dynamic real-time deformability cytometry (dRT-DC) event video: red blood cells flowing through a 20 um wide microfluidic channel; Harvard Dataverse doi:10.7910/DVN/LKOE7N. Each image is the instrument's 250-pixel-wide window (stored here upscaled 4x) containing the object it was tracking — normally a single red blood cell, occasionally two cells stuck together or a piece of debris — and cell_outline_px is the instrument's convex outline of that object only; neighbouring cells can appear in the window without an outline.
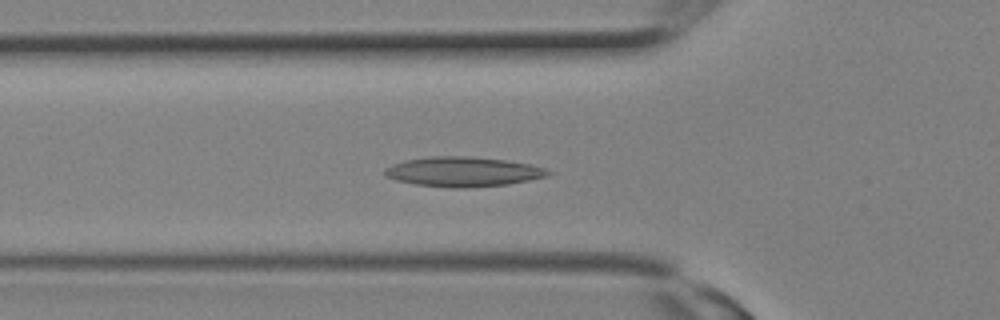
{"species": "Egyptian fruit bat (a non-hibernating species)", "species_latin": "Rousettus aegyptiacus", "temperature_condition": "room temperature", "stored_images_in_passage": 6, "camera_frame_rate_fps": 3000, "um_per_image_px": 0.085, "animal": {"sex": "female"}, "frame": {"image": 1, "passage_image": 4, "time_ms": 1.0, "image_size_px": [1000, 320], "cell_outline_px": [[552, 172], [548, 176], [508, 184], [468, 188], [452, 188], [416, 184], [396, 180], [388, 176], [384, 172], [384, 168], [404, 160], [428, 156], [468, 156], [504, 160], [532, 164], [544, 168]], "centroid_in_image_um": [39.37, 14.59], "position_along_channel_um": 86.4, "area_um2": 28.26}}
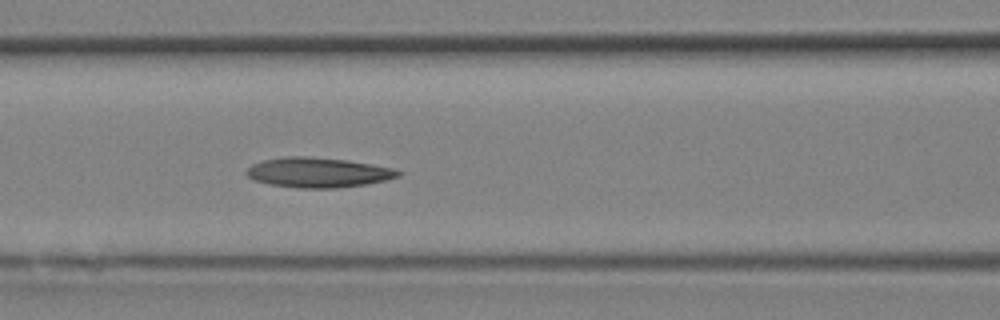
{"frame": {"image": 2, "passage_image": 6, "time_ms": 1.667, "image_size_px": [1000, 320], "cell_outline_px": [[404, 172], [400, 176], [368, 184], [336, 188], [296, 188], [272, 184], [256, 180], [248, 176], [244, 172], [252, 164], [264, 160], [284, 156], [308, 156], [348, 160], [372, 164], [392, 168]], "centroid_in_image_um": [27.06, 14.65], "position_along_channel_um": 139.5, "area_um2": 26.47}}